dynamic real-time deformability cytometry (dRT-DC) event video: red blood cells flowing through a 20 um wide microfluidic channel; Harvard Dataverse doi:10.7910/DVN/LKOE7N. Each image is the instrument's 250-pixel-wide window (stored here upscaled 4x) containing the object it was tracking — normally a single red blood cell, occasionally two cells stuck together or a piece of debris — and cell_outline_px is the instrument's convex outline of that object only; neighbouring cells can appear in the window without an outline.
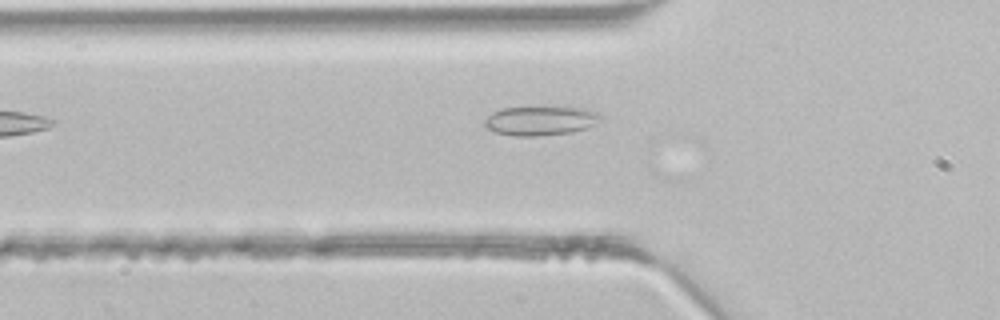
{"species": "common noctule bat (a hibernating species)", "species_latin": "Nyctalus noctula", "temperature_condition": "room temperature", "stored_images_in_passage": 5, "camera_frame_rate_fps": 3000, "um_per_image_px": 0.085, "animal": {"sex": "male", "body_mass_g": 21.5, "forearm_length_mm": 52.0}, "frame": {"image": 1, "passage_image": 4, "time_ms": 1.0, "image_size_px": [1000, 320], "cell_outline_px": [[604, 116], [600, 120], [588, 128], [572, 132], [536, 136], [516, 136], [492, 132], [484, 124], [484, 120], [492, 112], [504, 108], [580, 108], [600, 112]], "centroid_in_image_um": [45.96, 10.28], "position_along_channel_um": 79.8, "area_um2": 19.59}}